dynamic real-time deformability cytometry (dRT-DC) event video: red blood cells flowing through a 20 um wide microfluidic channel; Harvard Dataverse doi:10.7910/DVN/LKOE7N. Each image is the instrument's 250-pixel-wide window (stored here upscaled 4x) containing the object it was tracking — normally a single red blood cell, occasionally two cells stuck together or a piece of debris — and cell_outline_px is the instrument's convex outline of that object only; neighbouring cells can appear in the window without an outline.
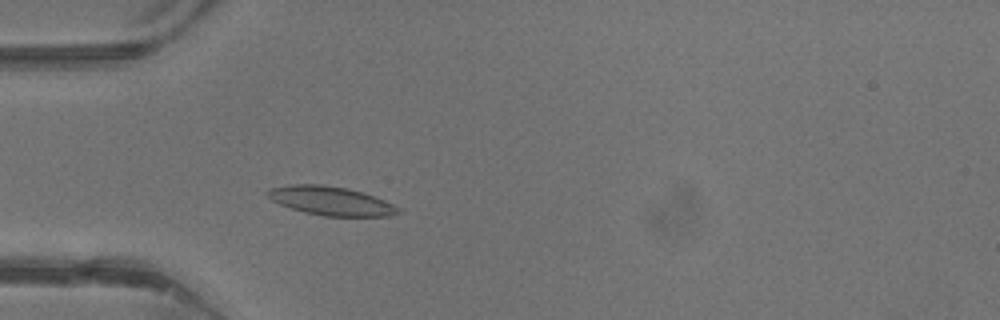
{"species": "common noctule bat (a hibernating species)", "species_latin": "Nyctalus noctula", "temperature_condition": "warm", "stored_images_in_passage": 40, "camera_frame_rate_fps": 3000, "um_per_image_px": 0.085, "animal": {"sex": "male", "body_mass_g": 13.3}, "frame": {"image": 1, "passage_image": 10, "time_ms": 3.0, "image_size_px": [1000, 320], "cell_outline_px": [[400, 212], [388, 216], [324, 216], [304, 212], [280, 204], [272, 200], [264, 192], [268, 188], [288, 184], [320, 184], [348, 188], [364, 192], [384, 200], [400, 208]], "centroid_in_image_um": [28.09, 17.06], "position_along_channel_um": 56.9, "area_um2": 22.02}}
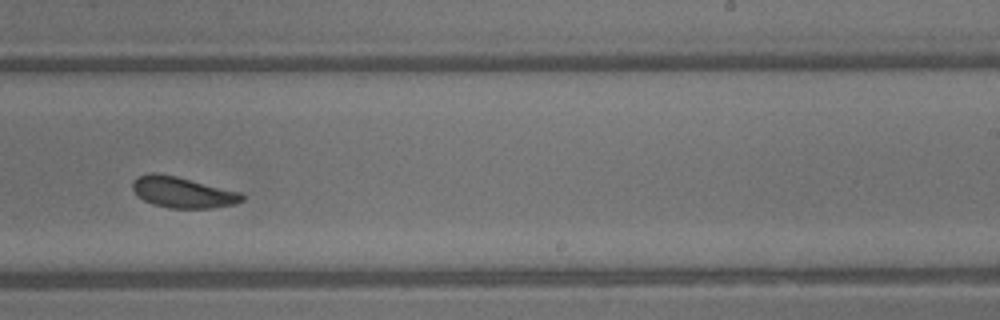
{"frame": {"image": 2, "passage_image": 24, "time_ms": 7.667, "image_size_px": [1000, 320], "cell_outline_px": [[244, 200], [232, 204], [212, 208], [168, 208], [152, 204], [144, 200], [132, 188], [132, 184], [140, 176], [152, 172], [156, 172], [176, 176], [240, 192], [244, 196]], "centroid_in_image_um": [15.53, 16.35], "position_along_channel_um": 273.5, "area_um2": 19.42}}
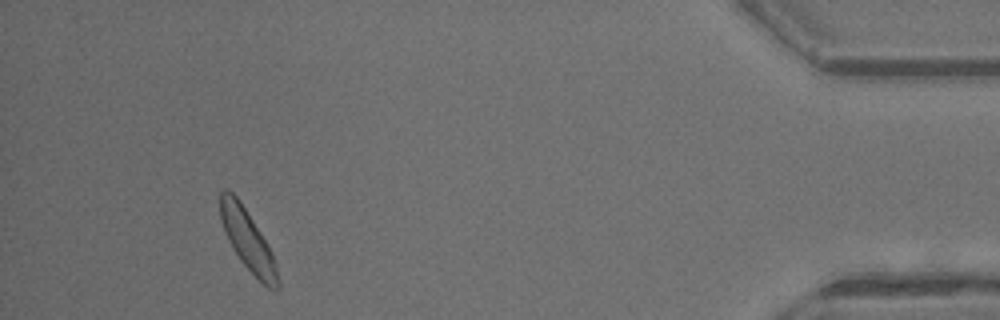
{"frame": {"image": 3, "passage_image": 37, "time_ms": 12.0, "image_size_px": [1000, 320], "cell_outline_px": [[280, 288], [268, 288], [240, 260], [232, 248], [228, 240], [220, 220], [220, 192], [224, 188], [232, 192], [240, 200], [268, 244], [280, 280]], "centroid_in_image_um": [21.03, 20.38], "position_along_channel_um": 414.2, "area_um2": 20.0}, "authors_computed_cell_mechanics": {"area_um2": 20.2878, "velocity_mm_per_s": 4.771, "shape_relaxation_time_tau1_ms": 5.4229, "shape_relaxation_time_tau2_ms": 9.7393, "deformation_change_tau1": 0.171, "deformation_change_tau2": 0.1928}}